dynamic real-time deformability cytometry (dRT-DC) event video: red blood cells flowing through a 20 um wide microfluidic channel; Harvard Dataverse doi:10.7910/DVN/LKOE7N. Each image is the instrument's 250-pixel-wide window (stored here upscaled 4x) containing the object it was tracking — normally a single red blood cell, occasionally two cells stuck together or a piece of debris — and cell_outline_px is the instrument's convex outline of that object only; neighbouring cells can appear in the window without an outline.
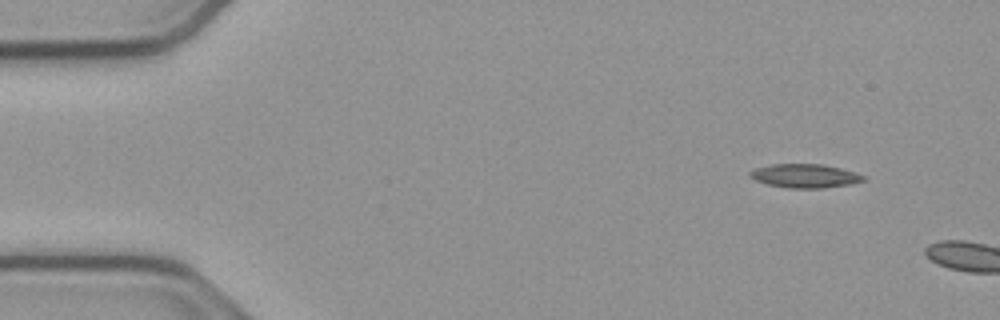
{"species": "common noctule bat (a hibernating species)", "species_latin": "Nyctalus noctula", "temperature_condition": "cold", "stored_images_in_passage": 3, "camera_frame_rate_fps": 3000, "um_per_image_px": 0.085, "animal": {"sex": "male", "body_mass_g": 23.1, "forearm_length_mm": 52.7}, "frame": {"image": 1, "passage_image": 1, "time_ms": 0.0, "image_size_px": [1000, 320], "cell_outline_px": [[868, 180], [852, 184], [820, 188], [788, 188], [768, 184], [756, 180], [748, 176], [748, 172], [756, 168], [772, 164], [820, 164], [840, 168], [856, 172], [864, 176]], "centroid_in_image_um": [68.44, 14.95], "position_along_channel_um": 16.6, "area_um2": 15.72}}